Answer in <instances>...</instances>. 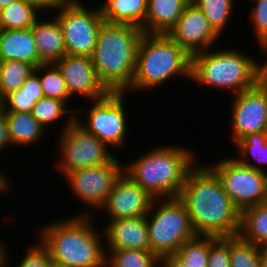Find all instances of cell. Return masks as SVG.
I'll return each instance as SVG.
<instances>
[{"label":"cell","instance_id":"obj_1","mask_svg":"<svg viewBox=\"0 0 267 267\" xmlns=\"http://www.w3.org/2000/svg\"><path fill=\"white\" fill-rule=\"evenodd\" d=\"M198 162L188 173L178 198L184 203L197 235L232 237L240 231L241 212L217 174Z\"/></svg>","mask_w":267,"mask_h":267},{"label":"cell","instance_id":"obj_2","mask_svg":"<svg viewBox=\"0 0 267 267\" xmlns=\"http://www.w3.org/2000/svg\"><path fill=\"white\" fill-rule=\"evenodd\" d=\"M92 211L53 220L38 229L37 238L54 264L62 267H106L105 236ZM72 216V217H71ZM97 226V227H96Z\"/></svg>","mask_w":267,"mask_h":267},{"label":"cell","instance_id":"obj_3","mask_svg":"<svg viewBox=\"0 0 267 267\" xmlns=\"http://www.w3.org/2000/svg\"><path fill=\"white\" fill-rule=\"evenodd\" d=\"M161 144L123 163L124 174L154 199L178 197L188 173L198 163L197 154L186 146Z\"/></svg>","mask_w":267,"mask_h":267},{"label":"cell","instance_id":"obj_4","mask_svg":"<svg viewBox=\"0 0 267 267\" xmlns=\"http://www.w3.org/2000/svg\"><path fill=\"white\" fill-rule=\"evenodd\" d=\"M142 29L104 22L92 55L99 80L110 92H125L132 84Z\"/></svg>","mask_w":267,"mask_h":267},{"label":"cell","instance_id":"obj_5","mask_svg":"<svg viewBox=\"0 0 267 267\" xmlns=\"http://www.w3.org/2000/svg\"><path fill=\"white\" fill-rule=\"evenodd\" d=\"M174 76L191 78V56L168 34L144 33L137 49L132 84L125 91L127 95L158 90Z\"/></svg>","mask_w":267,"mask_h":267},{"label":"cell","instance_id":"obj_6","mask_svg":"<svg viewBox=\"0 0 267 267\" xmlns=\"http://www.w3.org/2000/svg\"><path fill=\"white\" fill-rule=\"evenodd\" d=\"M212 48L191 57V81L236 95L256 86L257 59L228 47ZM251 55V56H250Z\"/></svg>","mask_w":267,"mask_h":267},{"label":"cell","instance_id":"obj_7","mask_svg":"<svg viewBox=\"0 0 267 267\" xmlns=\"http://www.w3.org/2000/svg\"><path fill=\"white\" fill-rule=\"evenodd\" d=\"M146 221L151 252L159 258L176 254L184 243L197 236L178 197L154 199Z\"/></svg>","mask_w":267,"mask_h":267},{"label":"cell","instance_id":"obj_8","mask_svg":"<svg viewBox=\"0 0 267 267\" xmlns=\"http://www.w3.org/2000/svg\"><path fill=\"white\" fill-rule=\"evenodd\" d=\"M126 94V92H109L101 99L91 100L89 108H80L75 111L79 114H75V122L87 133L93 134L104 142L110 149H115L114 153L120 148L122 150L123 146L125 147L127 135L129 136L127 120H130L125 108ZM81 112L87 113L84 114L85 119H80Z\"/></svg>","mask_w":267,"mask_h":267},{"label":"cell","instance_id":"obj_9","mask_svg":"<svg viewBox=\"0 0 267 267\" xmlns=\"http://www.w3.org/2000/svg\"><path fill=\"white\" fill-rule=\"evenodd\" d=\"M81 1L54 4L48 7V11L53 12L58 19L63 32L66 55L92 57L99 30L105 21L99 3L92 9L84 6Z\"/></svg>","mask_w":267,"mask_h":267},{"label":"cell","instance_id":"obj_10","mask_svg":"<svg viewBox=\"0 0 267 267\" xmlns=\"http://www.w3.org/2000/svg\"><path fill=\"white\" fill-rule=\"evenodd\" d=\"M58 162L55 168L65 176L75 169L108 164L116 154L100 139L87 133L75 121L58 134Z\"/></svg>","mask_w":267,"mask_h":267},{"label":"cell","instance_id":"obj_11","mask_svg":"<svg viewBox=\"0 0 267 267\" xmlns=\"http://www.w3.org/2000/svg\"><path fill=\"white\" fill-rule=\"evenodd\" d=\"M208 165L219 177L234 206L244 209L267 202V172L240 164L234 157H224Z\"/></svg>","mask_w":267,"mask_h":267},{"label":"cell","instance_id":"obj_12","mask_svg":"<svg viewBox=\"0 0 267 267\" xmlns=\"http://www.w3.org/2000/svg\"><path fill=\"white\" fill-rule=\"evenodd\" d=\"M115 156L108 164L84 169H75L64 177L72 195L86 208L99 211L114 188L115 183L124 173V165ZM95 209V210H94Z\"/></svg>","mask_w":267,"mask_h":267},{"label":"cell","instance_id":"obj_13","mask_svg":"<svg viewBox=\"0 0 267 267\" xmlns=\"http://www.w3.org/2000/svg\"><path fill=\"white\" fill-rule=\"evenodd\" d=\"M232 97L229 110L232 143L249 134L267 132V91L256 85Z\"/></svg>","mask_w":267,"mask_h":267},{"label":"cell","instance_id":"obj_14","mask_svg":"<svg viewBox=\"0 0 267 267\" xmlns=\"http://www.w3.org/2000/svg\"><path fill=\"white\" fill-rule=\"evenodd\" d=\"M54 64L66 82L70 99L77 96L86 98L88 103L101 99L110 92L99 80L92 57L65 55Z\"/></svg>","mask_w":267,"mask_h":267},{"label":"cell","instance_id":"obj_15","mask_svg":"<svg viewBox=\"0 0 267 267\" xmlns=\"http://www.w3.org/2000/svg\"><path fill=\"white\" fill-rule=\"evenodd\" d=\"M168 35L191 57L213 48L216 40L221 38L192 1L186 5L177 24Z\"/></svg>","mask_w":267,"mask_h":267},{"label":"cell","instance_id":"obj_16","mask_svg":"<svg viewBox=\"0 0 267 267\" xmlns=\"http://www.w3.org/2000/svg\"><path fill=\"white\" fill-rule=\"evenodd\" d=\"M153 200L152 196L123 173L100 211H104L107 221L146 217Z\"/></svg>","mask_w":267,"mask_h":267},{"label":"cell","instance_id":"obj_17","mask_svg":"<svg viewBox=\"0 0 267 267\" xmlns=\"http://www.w3.org/2000/svg\"><path fill=\"white\" fill-rule=\"evenodd\" d=\"M105 250L136 249L151 251L146 217L109 220L105 227Z\"/></svg>","mask_w":267,"mask_h":267},{"label":"cell","instance_id":"obj_18","mask_svg":"<svg viewBox=\"0 0 267 267\" xmlns=\"http://www.w3.org/2000/svg\"><path fill=\"white\" fill-rule=\"evenodd\" d=\"M49 11H45L43 17L39 18L32 28V33L36 42L39 59L43 63H54L66 55L63 32L58 19ZM44 20H43V19ZM47 19V20H46Z\"/></svg>","mask_w":267,"mask_h":267},{"label":"cell","instance_id":"obj_19","mask_svg":"<svg viewBox=\"0 0 267 267\" xmlns=\"http://www.w3.org/2000/svg\"><path fill=\"white\" fill-rule=\"evenodd\" d=\"M0 59L5 62L16 60L30 63L37 68L39 59L32 28L0 30Z\"/></svg>","mask_w":267,"mask_h":267},{"label":"cell","instance_id":"obj_20","mask_svg":"<svg viewBox=\"0 0 267 267\" xmlns=\"http://www.w3.org/2000/svg\"><path fill=\"white\" fill-rule=\"evenodd\" d=\"M190 1L148 0L142 31L147 34H168Z\"/></svg>","mask_w":267,"mask_h":267},{"label":"cell","instance_id":"obj_21","mask_svg":"<svg viewBox=\"0 0 267 267\" xmlns=\"http://www.w3.org/2000/svg\"><path fill=\"white\" fill-rule=\"evenodd\" d=\"M8 123L9 139L12 146L30 148L42 142L47 130L33 117L31 112H5ZM42 139V140H41ZM40 142V143H39ZM38 143V144H37Z\"/></svg>","mask_w":267,"mask_h":267},{"label":"cell","instance_id":"obj_22","mask_svg":"<svg viewBox=\"0 0 267 267\" xmlns=\"http://www.w3.org/2000/svg\"><path fill=\"white\" fill-rule=\"evenodd\" d=\"M47 10L41 0H17L0 11V30L31 28Z\"/></svg>","mask_w":267,"mask_h":267},{"label":"cell","instance_id":"obj_23","mask_svg":"<svg viewBox=\"0 0 267 267\" xmlns=\"http://www.w3.org/2000/svg\"><path fill=\"white\" fill-rule=\"evenodd\" d=\"M148 0H104L100 9L104 21L112 24L144 25Z\"/></svg>","mask_w":267,"mask_h":267},{"label":"cell","instance_id":"obj_24","mask_svg":"<svg viewBox=\"0 0 267 267\" xmlns=\"http://www.w3.org/2000/svg\"><path fill=\"white\" fill-rule=\"evenodd\" d=\"M238 235L244 241L259 247L267 245V202L248 207L241 212Z\"/></svg>","mask_w":267,"mask_h":267},{"label":"cell","instance_id":"obj_25","mask_svg":"<svg viewBox=\"0 0 267 267\" xmlns=\"http://www.w3.org/2000/svg\"><path fill=\"white\" fill-rule=\"evenodd\" d=\"M44 97L39 76L33 72L20 89L10 92L1 100L4 112H32L35 103Z\"/></svg>","mask_w":267,"mask_h":267},{"label":"cell","instance_id":"obj_26","mask_svg":"<svg viewBox=\"0 0 267 267\" xmlns=\"http://www.w3.org/2000/svg\"><path fill=\"white\" fill-rule=\"evenodd\" d=\"M233 145L238 152L234 158L240 164L267 172V132L249 134Z\"/></svg>","mask_w":267,"mask_h":267},{"label":"cell","instance_id":"obj_27","mask_svg":"<svg viewBox=\"0 0 267 267\" xmlns=\"http://www.w3.org/2000/svg\"><path fill=\"white\" fill-rule=\"evenodd\" d=\"M68 106L65 101L43 97L35 103L31 113L45 130H49L48 127H53V124L59 123L61 119L64 120L63 118H67L63 121L64 125H61L63 126L59 131L61 133L75 121V111L77 108L69 109L71 105Z\"/></svg>","mask_w":267,"mask_h":267},{"label":"cell","instance_id":"obj_28","mask_svg":"<svg viewBox=\"0 0 267 267\" xmlns=\"http://www.w3.org/2000/svg\"><path fill=\"white\" fill-rule=\"evenodd\" d=\"M202 11L213 30L223 37L234 13L236 0H191ZM222 34V35H221Z\"/></svg>","mask_w":267,"mask_h":267},{"label":"cell","instance_id":"obj_29","mask_svg":"<svg viewBox=\"0 0 267 267\" xmlns=\"http://www.w3.org/2000/svg\"><path fill=\"white\" fill-rule=\"evenodd\" d=\"M34 72L39 76L44 97L65 101L70 105V95L66 82L54 63L40 64Z\"/></svg>","mask_w":267,"mask_h":267},{"label":"cell","instance_id":"obj_30","mask_svg":"<svg viewBox=\"0 0 267 267\" xmlns=\"http://www.w3.org/2000/svg\"><path fill=\"white\" fill-rule=\"evenodd\" d=\"M159 260L151 251L106 250V267H159Z\"/></svg>","mask_w":267,"mask_h":267},{"label":"cell","instance_id":"obj_31","mask_svg":"<svg viewBox=\"0 0 267 267\" xmlns=\"http://www.w3.org/2000/svg\"><path fill=\"white\" fill-rule=\"evenodd\" d=\"M34 70L35 67L30 63L16 60L3 62L0 79V100L10 92L20 89Z\"/></svg>","mask_w":267,"mask_h":267},{"label":"cell","instance_id":"obj_32","mask_svg":"<svg viewBox=\"0 0 267 267\" xmlns=\"http://www.w3.org/2000/svg\"><path fill=\"white\" fill-rule=\"evenodd\" d=\"M210 236L197 235L184 243L175 254L188 267H207Z\"/></svg>","mask_w":267,"mask_h":267},{"label":"cell","instance_id":"obj_33","mask_svg":"<svg viewBox=\"0 0 267 267\" xmlns=\"http://www.w3.org/2000/svg\"><path fill=\"white\" fill-rule=\"evenodd\" d=\"M261 247L244 241L239 235L230 237L231 267H261Z\"/></svg>","mask_w":267,"mask_h":267},{"label":"cell","instance_id":"obj_34","mask_svg":"<svg viewBox=\"0 0 267 267\" xmlns=\"http://www.w3.org/2000/svg\"><path fill=\"white\" fill-rule=\"evenodd\" d=\"M250 18L251 25L255 32V39L259 45L267 44V0H251Z\"/></svg>","mask_w":267,"mask_h":267},{"label":"cell","instance_id":"obj_35","mask_svg":"<svg viewBox=\"0 0 267 267\" xmlns=\"http://www.w3.org/2000/svg\"><path fill=\"white\" fill-rule=\"evenodd\" d=\"M207 267H231L230 237L210 236V254Z\"/></svg>","mask_w":267,"mask_h":267},{"label":"cell","instance_id":"obj_36","mask_svg":"<svg viewBox=\"0 0 267 267\" xmlns=\"http://www.w3.org/2000/svg\"><path fill=\"white\" fill-rule=\"evenodd\" d=\"M36 244H32L27 248L26 253L17 267H53L54 262L51 259L48 250L40 243L38 239H35Z\"/></svg>","mask_w":267,"mask_h":267},{"label":"cell","instance_id":"obj_37","mask_svg":"<svg viewBox=\"0 0 267 267\" xmlns=\"http://www.w3.org/2000/svg\"><path fill=\"white\" fill-rule=\"evenodd\" d=\"M259 47L261 54L266 57L263 56L260 61L257 59L256 85L267 91V44L259 45Z\"/></svg>","mask_w":267,"mask_h":267},{"label":"cell","instance_id":"obj_38","mask_svg":"<svg viewBox=\"0 0 267 267\" xmlns=\"http://www.w3.org/2000/svg\"><path fill=\"white\" fill-rule=\"evenodd\" d=\"M10 145L8 123L5 117V112L0 107V154L2 151L4 153L5 149L9 150L8 148H10Z\"/></svg>","mask_w":267,"mask_h":267},{"label":"cell","instance_id":"obj_39","mask_svg":"<svg viewBox=\"0 0 267 267\" xmlns=\"http://www.w3.org/2000/svg\"><path fill=\"white\" fill-rule=\"evenodd\" d=\"M159 267H188V265L174 254L161 257Z\"/></svg>","mask_w":267,"mask_h":267},{"label":"cell","instance_id":"obj_40","mask_svg":"<svg viewBox=\"0 0 267 267\" xmlns=\"http://www.w3.org/2000/svg\"><path fill=\"white\" fill-rule=\"evenodd\" d=\"M5 242L0 238V267H10L8 265L12 262L9 258L10 253L8 254V245H5Z\"/></svg>","mask_w":267,"mask_h":267},{"label":"cell","instance_id":"obj_41","mask_svg":"<svg viewBox=\"0 0 267 267\" xmlns=\"http://www.w3.org/2000/svg\"><path fill=\"white\" fill-rule=\"evenodd\" d=\"M2 169H0V193L6 195V192L9 193L8 190H11L14 186L11 184V179L8 175H6ZM11 187V188H10Z\"/></svg>","mask_w":267,"mask_h":267},{"label":"cell","instance_id":"obj_42","mask_svg":"<svg viewBox=\"0 0 267 267\" xmlns=\"http://www.w3.org/2000/svg\"><path fill=\"white\" fill-rule=\"evenodd\" d=\"M260 265H261V267H267V245L261 247Z\"/></svg>","mask_w":267,"mask_h":267},{"label":"cell","instance_id":"obj_43","mask_svg":"<svg viewBox=\"0 0 267 267\" xmlns=\"http://www.w3.org/2000/svg\"><path fill=\"white\" fill-rule=\"evenodd\" d=\"M47 7L58 4V3H65V2H71L74 0H41Z\"/></svg>","mask_w":267,"mask_h":267},{"label":"cell","instance_id":"obj_44","mask_svg":"<svg viewBox=\"0 0 267 267\" xmlns=\"http://www.w3.org/2000/svg\"><path fill=\"white\" fill-rule=\"evenodd\" d=\"M15 1H17V0H0V11Z\"/></svg>","mask_w":267,"mask_h":267},{"label":"cell","instance_id":"obj_45","mask_svg":"<svg viewBox=\"0 0 267 267\" xmlns=\"http://www.w3.org/2000/svg\"><path fill=\"white\" fill-rule=\"evenodd\" d=\"M2 64H3V61L0 59V79H1Z\"/></svg>","mask_w":267,"mask_h":267},{"label":"cell","instance_id":"obj_46","mask_svg":"<svg viewBox=\"0 0 267 267\" xmlns=\"http://www.w3.org/2000/svg\"><path fill=\"white\" fill-rule=\"evenodd\" d=\"M53 267H62V266H59V265L54 264Z\"/></svg>","mask_w":267,"mask_h":267}]
</instances>
